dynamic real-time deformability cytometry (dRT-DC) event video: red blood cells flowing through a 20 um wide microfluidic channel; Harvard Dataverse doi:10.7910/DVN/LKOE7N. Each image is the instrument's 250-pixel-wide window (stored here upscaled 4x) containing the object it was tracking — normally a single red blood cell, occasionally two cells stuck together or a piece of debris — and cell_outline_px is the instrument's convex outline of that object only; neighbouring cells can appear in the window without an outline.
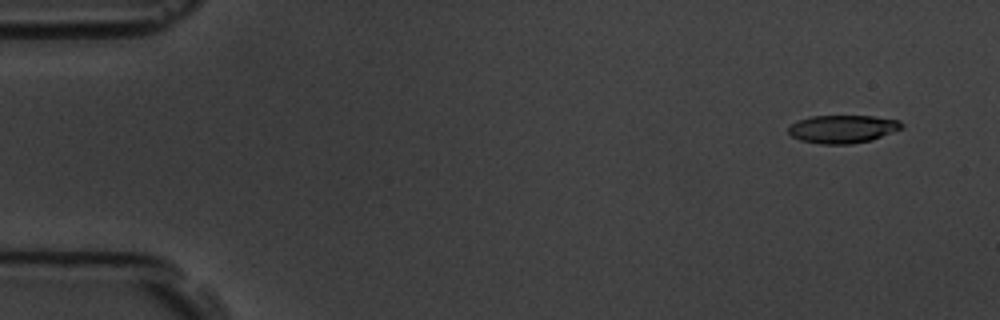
{"species": "common noctule bat (a hibernating species)", "species_latin": "Nyctalus noctula", "temperature_condition": "room temperature", "stored_images_in_passage": 4, "camera_frame_rate_fps": 3000, "um_per_image_px": 0.085, "animal": {"sex": "male", "body_mass_g": 19.5, "forearm_length_mm": 54.6}, "frame": {"image": 1, "passage_image": 1, "time_ms": 0.0, "image_size_px": [1000, 320], "cell_outline_px": [[904, 128], [872, 140], [848, 144], [820, 144], [800, 140], [792, 136], [788, 132], [788, 128], [792, 124], [800, 120], [812, 116], [872, 116], [900, 120], [904, 124]], "centroid_in_image_um": [71.67, 10.97], "position_along_channel_um": 13.3, "area_um2": 18.5}}
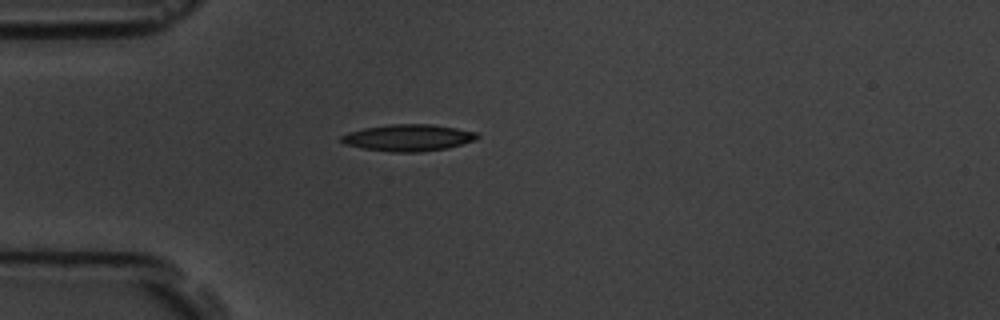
{"frame": {"image": 2, "passage_image": 4, "time_ms": 4.0, "image_size_px": [1000, 320], "cell_outline_px": [[480, 136], [476, 140], [444, 148], [416, 152], [392, 152], [364, 148], [344, 144], [340, 140], [340, 136], [348, 132], [364, 128], [392, 124], [432, 124], [456, 128], [476, 132]], "centroid_in_image_um": [34.68, 11.69], "position_along_channel_um": 50.3, "area_um2": 20.92}}